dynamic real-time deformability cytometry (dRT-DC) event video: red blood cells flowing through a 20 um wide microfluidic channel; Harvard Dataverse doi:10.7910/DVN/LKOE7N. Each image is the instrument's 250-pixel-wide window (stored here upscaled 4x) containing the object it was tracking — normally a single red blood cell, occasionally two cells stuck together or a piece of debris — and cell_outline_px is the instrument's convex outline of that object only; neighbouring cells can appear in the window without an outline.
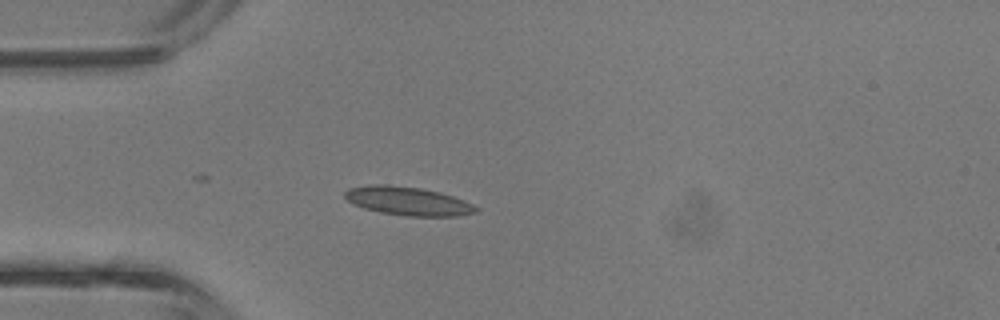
{"species": "common noctule bat (a hibernating species)", "species_latin": "Nyctalus noctula", "temperature_condition": "room temperature", "stored_images_in_passage": 3, "camera_frame_rate_fps": 3000, "um_per_image_px": 0.085, "animal": {"sex": "male", "body_mass_g": 13.3}, "frame": {"image": 1, "passage_image": 3, "time_ms": 0.667, "image_size_px": [1000, 320], "cell_outline_px": [[480, 208], [476, 212], [456, 216], [404, 216], [380, 212], [364, 208], [352, 204], [344, 196], [344, 192], [348, 188], [368, 184], [388, 184], [420, 188], [440, 192], [464, 200]], "centroid_in_image_um": [34.64, 17.08], "position_along_channel_um": 50.4, "area_um2": 21.96}}